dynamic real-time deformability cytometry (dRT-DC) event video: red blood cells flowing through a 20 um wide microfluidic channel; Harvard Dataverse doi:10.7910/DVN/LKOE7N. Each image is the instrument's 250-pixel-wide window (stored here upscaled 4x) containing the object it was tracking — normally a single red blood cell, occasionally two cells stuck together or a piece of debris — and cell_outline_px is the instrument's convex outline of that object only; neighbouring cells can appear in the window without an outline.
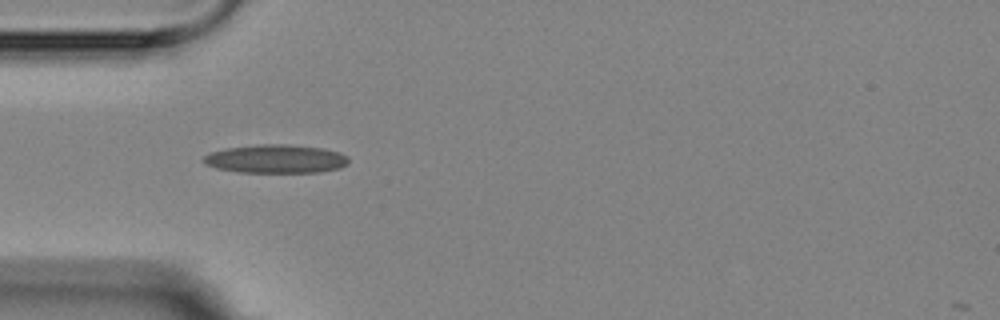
{"species": "Egyptian fruit bat (a non-hibernating species)", "species_latin": "Rousettus aegyptiacus", "temperature_condition": "room temperature", "stored_images_in_passage": 2, "camera_frame_rate_fps": 3000, "um_per_image_px": 0.085, "animal": {"sex": "female"}, "frame": {"image": 1, "passage_image": 1, "time_ms": 0.0, "image_size_px": [1000, 320], "cell_outline_px": [[348, 164], [340, 168], [320, 172], [240, 172], [216, 168], [204, 164], [200, 160], [204, 156], [212, 152], [228, 148], [256, 144], [288, 144], [324, 148], [340, 152], [348, 156]], "centroid_in_image_um": [23.46, 13.5], "position_along_channel_um": 61.5, "area_um2": 24.28}}
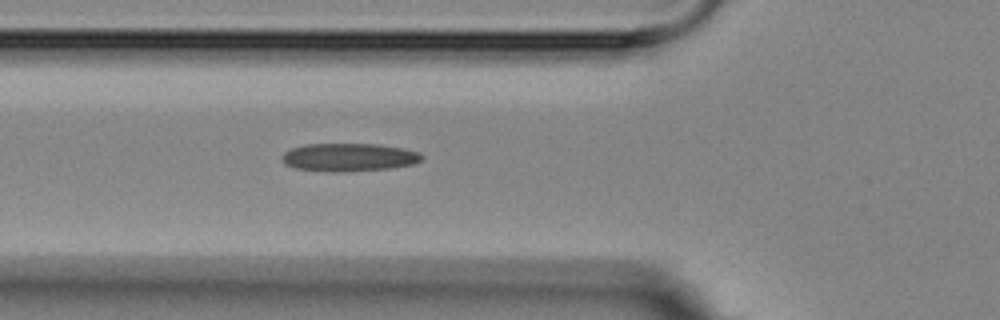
{"frame": {"image": 2, "passage_image": 2, "time_ms": 1.0, "image_size_px": [1000, 320], "cell_outline_px": [[424, 156], [420, 160], [412, 164], [388, 168], [348, 172], [332, 172], [296, 168], [284, 164], [280, 160], [280, 156], [284, 152], [292, 148], [304, 144], [380, 144], [404, 148], [420, 152]], "centroid_in_image_um": [29.63, 13.36], "position_along_channel_um": 96.2, "area_um2": 23.06}}